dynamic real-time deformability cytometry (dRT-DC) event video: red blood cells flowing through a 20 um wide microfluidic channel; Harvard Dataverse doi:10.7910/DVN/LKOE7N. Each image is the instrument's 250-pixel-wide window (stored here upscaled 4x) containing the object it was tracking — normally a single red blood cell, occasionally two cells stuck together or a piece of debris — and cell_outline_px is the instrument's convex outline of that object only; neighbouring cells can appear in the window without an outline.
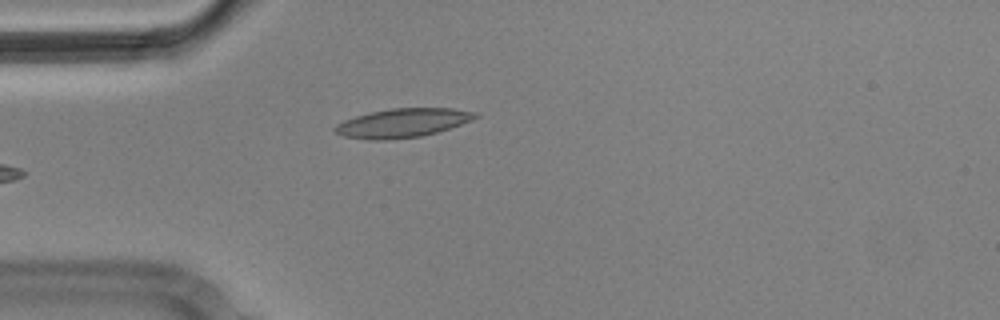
{"species": "Egyptian fruit bat (a non-hibernating species)", "species_latin": "Rousettus aegyptiacus", "temperature_condition": "cold", "stored_images_in_passage": 6, "camera_frame_rate_fps": 3000, "um_per_image_px": 0.085, "animal": {"sex": "male"}, "frame": {"image": 1, "passage_image": 6, "time_ms": 1.667, "image_size_px": [1000, 320], "cell_outline_px": [[480, 116], [472, 120], [436, 132], [420, 136], [384, 140], [368, 140], [344, 136], [332, 132], [332, 128], [336, 124], [344, 120], [356, 116], [372, 112], [392, 108], [452, 108], [476, 112]], "centroid_in_image_um": [34.18, 10.45], "position_along_channel_um": 50.8, "area_um2": 23.52}}